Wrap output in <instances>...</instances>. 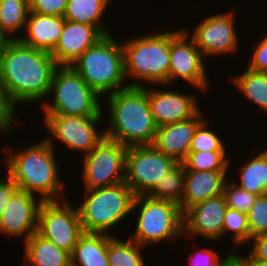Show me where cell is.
<instances>
[{
    "label": "cell",
    "instance_id": "obj_17",
    "mask_svg": "<svg viewBox=\"0 0 267 266\" xmlns=\"http://www.w3.org/2000/svg\"><path fill=\"white\" fill-rule=\"evenodd\" d=\"M227 208L223 195L190 207L183 214V235L198 234L205 240L220 239L223 236V223Z\"/></svg>",
    "mask_w": 267,
    "mask_h": 266
},
{
    "label": "cell",
    "instance_id": "obj_27",
    "mask_svg": "<svg viewBox=\"0 0 267 266\" xmlns=\"http://www.w3.org/2000/svg\"><path fill=\"white\" fill-rule=\"evenodd\" d=\"M237 76L231 80L236 84L239 92L267 112V72L247 68Z\"/></svg>",
    "mask_w": 267,
    "mask_h": 266
},
{
    "label": "cell",
    "instance_id": "obj_14",
    "mask_svg": "<svg viewBox=\"0 0 267 266\" xmlns=\"http://www.w3.org/2000/svg\"><path fill=\"white\" fill-rule=\"evenodd\" d=\"M233 11L205 17L194 28L193 40L197 48L206 55L231 53L238 49V39L234 24Z\"/></svg>",
    "mask_w": 267,
    "mask_h": 266
},
{
    "label": "cell",
    "instance_id": "obj_8",
    "mask_svg": "<svg viewBox=\"0 0 267 266\" xmlns=\"http://www.w3.org/2000/svg\"><path fill=\"white\" fill-rule=\"evenodd\" d=\"M137 207L139 217L134 235V242L143 248L149 243L174 240L184 234L183 212L178 204L167 200H155L147 195L135 196L132 210Z\"/></svg>",
    "mask_w": 267,
    "mask_h": 266
},
{
    "label": "cell",
    "instance_id": "obj_16",
    "mask_svg": "<svg viewBox=\"0 0 267 266\" xmlns=\"http://www.w3.org/2000/svg\"><path fill=\"white\" fill-rule=\"evenodd\" d=\"M147 100L157 127L173 124L193 117L200 108L195 96L157 89H147Z\"/></svg>",
    "mask_w": 267,
    "mask_h": 266
},
{
    "label": "cell",
    "instance_id": "obj_5",
    "mask_svg": "<svg viewBox=\"0 0 267 266\" xmlns=\"http://www.w3.org/2000/svg\"><path fill=\"white\" fill-rule=\"evenodd\" d=\"M122 46L126 79L139 80L129 87H142L140 81L169 84L170 31L131 38Z\"/></svg>",
    "mask_w": 267,
    "mask_h": 266
},
{
    "label": "cell",
    "instance_id": "obj_10",
    "mask_svg": "<svg viewBox=\"0 0 267 266\" xmlns=\"http://www.w3.org/2000/svg\"><path fill=\"white\" fill-rule=\"evenodd\" d=\"M63 198L41 203L36 233L71 255L84 232L77 207L74 209L68 200Z\"/></svg>",
    "mask_w": 267,
    "mask_h": 266
},
{
    "label": "cell",
    "instance_id": "obj_43",
    "mask_svg": "<svg viewBox=\"0 0 267 266\" xmlns=\"http://www.w3.org/2000/svg\"><path fill=\"white\" fill-rule=\"evenodd\" d=\"M249 266H267V261H246Z\"/></svg>",
    "mask_w": 267,
    "mask_h": 266
},
{
    "label": "cell",
    "instance_id": "obj_11",
    "mask_svg": "<svg viewBox=\"0 0 267 266\" xmlns=\"http://www.w3.org/2000/svg\"><path fill=\"white\" fill-rule=\"evenodd\" d=\"M126 151V146L104 136L83 157L85 189L110 187L124 182Z\"/></svg>",
    "mask_w": 267,
    "mask_h": 266
},
{
    "label": "cell",
    "instance_id": "obj_21",
    "mask_svg": "<svg viewBox=\"0 0 267 266\" xmlns=\"http://www.w3.org/2000/svg\"><path fill=\"white\" fill-rule=\"evenodd\" d=\"M65 19L59 16H50L29 12L25 27L27 37H19L24 45L51 53L61 36Z\"/></svg>",
    "mask_w": 267,
    "mask_h": 266
},
{
    "label": "cell",
    "instance_id": "obj_35",
    "mask_svg": "<svg viewBox=\"0 0 267 266\" xmlns=\"http://www.w3.org/2000/svg\"><path fill=\"white\" fill-rule=\"evenodd\" d=\"M68 0H29L30 11L39 14L64 17Z\"/></svg>",
    "mask_w": 267,
    "mask_h": 266
},
{
    "label": "cell",
    "instance_id": "obj_32",
    "mask_svg": "<svg viewBox=\"0 0 267 266\" xmlns=\"http://www.w3.org/2000/svg\"><path fill=\"white\" fill-rule=\"evenodd\" d=\"M207 120L196 128L189 151H226L220 137L213 130L207 129Z\"/></svg>",
    "mask_w": 267,
    "mask_h": 266
},
{
    "label": "cell",
    "instance_id": "obj_19",
    "mask_svg": "<svg viewBox=\"0 0 267 266\" xmlns=\"http://www.w3.org/2000/svg\"><path fill=\"white\" fill-rule=\"evenodd\" d=\"M202 114L199 110L189 119L157 127L153 145L177 163H182L189 153L196 128L204 120Z\"/></svg>",
    "mask_w": 267,
    "mask_h": 266
},
{
    "label": "cell",
    "instance_id": "obj_42",
    "mask_svg": "<svg viewBox=\"0 0 267 266\" xmlns=\"http://www.w3.org/2000/svg\"><path fill=\"white\" fill-rule=\"evenodd\" d=\"M11 129L1 118H0V132H4V133H10L11 132Z\"/></svg>",
    "mask_w": 267,
    "mask_h": 266
},
{
    "label": "cell",
    "instance_id": "obj_31",
    "mask_svg": "<svg viewBox=\"0 0 267 266\" xmlns=\"http://www.w3.org/2000/svg\"><path fill=\"white\" fill-rule=\"evenodd\" d=\"M228 231L234 232L232 240L234 245H241L250 242V231L247 219V213L227 208L224 223L223 235Z\"/></svg>",
    "mask_w": 267,
    "mask_h": 266
},
{
    "label": "cell",
    "instance_id": "obj_4",
    "mask_svg": "<svg viewBox=\"0 0 267 266\" xmlns=\"http://www.w3.org/2000/svg\"><path fill=\"white\" fill-rule=\"evenodd\" d=\"M119 43L111 34L105 35L70 66L100 96L129 87L122 85L126 76L123 46Z\"/></svg>",
    "mask_w": 267,
    "mask_h": 266
},
{
    "label": "cell",
    "instance_id": "obj_13",
    "mask_svg": "<svg viewBox=\"0 0 267 266\" xmlns=\"http://www.w3.org/2000/svg\"><path fill=\"white\" fill-rule=\"evenodd\" d=\"M45 125L52 138L65 144L71 151L80 150L88 154L104 137L97 133L96 123L102 116L45 115Z\"/></svg>",
    "mask_w": 267,
    "mask_h": 266
},
{
    "label": "cell",
    "instance_id": "obj_18",
    "mask_svg": "<svg viewBox=\"0 0 267 266\" xmlns=\"http://www.w3.org/2000/svg\"><path fill=\"white\" fill-rule=\"evenodd\" d=\"M102 37L104 35L95 26L65 20L59 41L50 54L58 66H71Z\"/></svg>",
    "mask_w": 267,
    "mask_h": 266
},
{
    "label": "cell",
    "instance_id": "obj_40",
    "mask_svg": "<svg viewBox=\"0 0 267 266\" xmlns=\"http://www.w3.org/2000/svg\"><path fill=\"white\" fill-rule=\"evenodd\" d=\"M17 190L18 186L8 174L5 178H0V218L4 208Z\"/></svg>",
    "mask_w": 267,
    "mask_h": 266
},
{
    "label": "cell",
    "instance_id": "obj_24",
    "mask_svg": "<svg viewBox=\"0 0 267 266\" xmlns=\"http://www.w3.org/2000/svg\"><path fill=\"white\" fill-rule=\"evenodd\" d=\"M109 0H68L64 19L95 26L104 36L109 35L101 22Z\"/></svg>",
    "mask_w": 267,
    "mask_h": 266
},
{
    "label": "cell",
    "instance_id": "obj_29",
    "mask_svg": "<svg viewBox=\"0 0 267 266\" xmlns=\"http://www.w3.org/2000/svg\"><path fill=\"white\" fill-rule=\"evenodd\" d=\"M141 247L132 239L120 240L108 235V265L109 266H145L141 256Z\"/></svg>",
    "mask_w": 267,
    "mask_h": 266
},
{
    "label": "cell",
    "instance_id": "obj_26",
    "mask_svg": "<svg viewBox=\"0 0 267 266\" xmlns=\"http://www.w3.org/2000/svg\"><path fill=\"white\" fill-rule=\"evenodd\" d=\"M29 12V0H0L1 33L8 40H18L17 37L13 35L10 37L9 35L13 33L15 35V32L25 27Z\"/></svg>",
    "mask_w": 267,
    "mask_h": 266
},
{
    "label": "cell",
    "instance_id": "obj_3",
    "mask_svg": "<svg viewBox=\"0 0 267 266\" xmlns=\"http://www.w3.org/2000/svg\"><path fill=\"white\" fill-rule=\"evenodd\" d=\"M52 141L49 136L25 150L17 151L16 154L11 153V147L4 150L11 154H7L9 158L6 162V174L12 178L19 190L33 195L39 193L42 201H59L64 189Z\"/></svg>",
    "mask_w": 267,
    "mask_h": 266
},
{
    "label": "cell",
    "instance_id": "obj_15",
    "mask_svg": "<svg viewBox=\"0 0 267 266\" xmlns=\"http://www.w3.org/2000/svg\"><path fill=\"white\" fill-rule=\"evenodd\" d=\"M35 200V195L23 190H17L4 208L0 218V233L9 236L24 235L26 241L37 232L38 211L40 198Z\"/></svg>",
    "mask_w": 267,
    "mask_h": 266
},
{
    "label": "cell",
    "instance_id": "obj_23",
    "mask_svg": "<svg viewBox=\"0 0 267 266\" xmlns=\"http://www.w3.org/2000/svg\"><path fill=\"white\" fill-rule=\"evenodd\" d=\"M25 258L30 266H69L70 254L44 239L39 234H32L25 241Z\"/></svg>",
    "mask_w": 267,
    "mask_h": 266
},
{
    "label": "cell",
    "instance_id": "obj_37",
    "mask_svg": "<svg viewBox=\"0 0 267 266\" xmlns=\"http://www.w3.org/2000/svg\"><path fill=\"white\" fill-rule=\"evenodd\" d=\"M254 50L247 68L258 72H267V35L259 41Z\"/></svg>",
    "mask_w": 267,
    "mask_h": 266
},
{
    "label": "cell",
    "instance_id": "obj_33",
    "mask_svg": "<svg viewBox=\"0 0 267 266\" xmlns=\"http://www.w3.org/2000/svg\"><path fill=\"white\" fill-rule=\"evenodd\" d=\"M228 208L247 213L257 198L256 194L238 187L233 181L226 182L223 194Z\"/></svg>",
    "mask_w": 267,
    "mask_h": 266
},
{
    "label": "cell",
    "instance_id": "obj_20",
    "mask_svg": "<svg viewBox=\"0 0 267 266\" xmlns=\"http://www.w3.org/2000/svg\"><path fill=\"white\" fill-rule=\"evenodd\" d=\"M227 171L185 170L182 203L183 214L192 206L223 194Z\"/></svg>",
    "mask_w": 267,
    "mask_h": 266
},
{
    "label": "cell",
    "instance_id": "obj_1",
    "mask_svg": "<svg viewBox=\"0 0 267 266\" xmlns=\"http://www.w3.org/2000/svg\"><path fill=\"white\" fill-rule=\"evenodd\" d=\"M58 67L50 53L8 40L0 54V74L13 108L48 96Z\"/></svg>",
    "mask_w": 267,
    "mask_h": 266
},
{
    "label": "cell",
    "instance_id": "obj_30",
    "mask_svg": "<svg viewBox=\"0 0 267 266\" xmlns=\"http://www.w3.org/2000/svg\"><path fill=\"white\" fill-rule=\"evenodd\" d=\"M229 162L226 151H189L182 164L185 170L228 171Z\"/></svg>",
    "mask_w": 267,
    "mask_h": 266
},
{
    "label": "cell",
    "instance_id": "obj_36",
    "mask_svg": "<svg viewBox=\"0 0 267 266\" xmlns=\"http://www.w3.org/2000/svg\"><path fill=\"white\" fill-rule=\"evenodd\" d=\"M197 254L190 255L189 266H222L226 260L232 255H228L225 259L220 261V256L211 249H202L196 252Z\"/></svg>",
    "mask_w": 267,
    "mask_h": 266
},
{
    "label": "cell",
    "instance_id": "obj_38",
    "mask_svg": "<svg viewBox=\"0 0 267 266\" xmlns=\"http://www.w3.org/2000/svg\"><path fill=\"white\" fill-rule=\"evenodd\" d=\"M250 242L253 246L250 254L243 256L245 261H267V234L254 237Z\"/></svg>",
    "mask_w": 267,
    "mask_h": 266
},
{
    "label": "cell",
    "instance_id": "obj_44",
    "mask_svg": "<svg viewBox=\"0 0 267 266\" xmlns=\"http://www.w3.org/2000/svg\"><path fill=\"white\" fill-rule=\"evenodd\" d=\"M7 41H8V39L0 31V54L3 51V48H4Z\"/></svg>",
    "mask_w": 267,
    "mask_h": 266
},
{
    "label": "cell",
    "instance_id": "obj_7",
    "mask_svg": "<svg viewBox=\"0 0 267 266\" xmlns=\"http://www.w3.org/2000/svg\"><path fill=\"white\" fill-rule=\"evenodd\" d=\"M51 93L53 101L43 104L45 115L102 116L100 95L70 66L55 70L48 95Z\"/></svg>",
    "mask_w": 267,
    "mask_h": 266
},
{
    "label": "cell",
    "instance_id": "obj_34",
    "mask_svg": "<svg viewBox=\"0 0 267 266\" xmlns=\"http://www.w3.org/2000/svg\"><path fill=\"white\" fill-rule=\"evenodd\" d=\"M247 219L252 238L267 234V197L257 196L254 205L247 212Z\"/></svg>",
    "mask_w": 267,
    "mask_h": 266
},
{
    "label": "cell",
    "instance_id": "obj_9",
    "mask_svg": "<svg viewBox=\"0 0 267 266\" xmlns=\"http://www.w3.org/2000/svg\"><path fill=\"white\" fill-rule=\"evenodd\" d=\"M177 164L154 145L128 147L124 182L135 196L147 195Z\"/></svg>",
    "mask_w": 267,
    "mask_h": 266
},
{
    "label": "cell",
    "instance_id": "obj_2",
    "mask_svg": "<svg viewBox=\"0 0 267 266\" xmlns=\"http://www.w3.org/2000/svg\"><path fill=\"white\" fill-rule=\"evenodd\" d=\"M147 88L127 87L108 94L110 128L104 136L123 146L153 145L157 125L147 100Z\"/></svg>",
    "mask_w": 267,
    "mask_h": 266
},
{
    "label": "cell",
    "instance_id": "obj_12",
    "mask_svg": "<svg viewBox=\"0 0 267 266\" xmlns=\"http://www.w3.org/2000/svg\"><path fill=\"white\" fill-rule=\"evenodd\" d=\"M188 36L185 28L170 31L169 83L180 77L202 91L207 90L206 65L202 53L192 37L191 40L187 39Z\"/></svg>",
    "mask_w": 267,
    "mask_h": 266
},
{
    "label": "cell",
    "instance_id": "obj_28",
    "mask_svg": "<svg viewBox=\"0 0 267 266\" xmlns=\"http://www.w3.org/2000/svg\"><path fill=\"white\" fill-rule=\"evenodd\" d=\"M185 185V167L178 163L163 179L151 189L147 196L155 200H167L178 205L182 203Z\"/></svg>",
    "mask_w": 267,
    "mask_h": 266
},
{
    "label": "cell",
    "instance_id": "obj_22",
    "mask_svg": "<svg viewBox=\"0 0 267 266\" xmlns=\"http://www.w3.org/2000/svg\"><path fill=\"white\" fill-rule=\"evenodd\" d=\"M108 235L83 233L70 255L74 266H109Z\"/></svg>",
    "mask_w": 267,
    "mask_h": 266
},
{
    "label": "cell",
    "instance_id": "obj_6",
    "mask_svg": "<svg viewBox=\"0 0 267 266\" xmlns=\"http://www.w3.org/2000/svg\"><path fill=\"white\" fill-rule=\"evenodd\" d=\"M77 207L83 232L108 234L110 228L132 213L135 195L125 182L114 186L86 189Z\"/></svg>",
    "mask_w": 267,
    "mask_h": 266
},
{
    "label": "cell",
    "instance_id": "obj_39",
    "mask_svg": "<svg viewBox=\"0 0 267 266\" xmlns=\"http://www.w3.org/2000/svg\"><path fill=\"white\" fill-rule=\"evenodd\" d=\"M15 108L11 105L5 93L0 74V118L11 128L14 125Z\"/></svg>",
    "mask_w": 267,
    "mask_h": 266
},
{
    "label": "cell",
    "instance_id": "obj_25",
    "mask_svg": "<svg viewBox=\"0 0 267 266\" xmlns=\"http://www.w3.org/2000/svg\"><path fill=\"white\" fill-rule=\"evenodd\" d=\"M240 183L233 181L238 187L247 192L261 196L267 189V150L245 163L241 168Z\"/></svg>",
    "mask_w": 267,
    "mask_h": 266
},
{
    "label": "cell",
    "instance_id": "obj_41",
    "mask_svg": "<svg viewBox=\"0 0 267 266\" xmlns=\"http://www.w3.org/2000/svg\"><path fill=\"white\" fill-rule=\"evenodd\" d=\"M222 266H249L242 255L233 253Z\"/></svg>",
    "mask_w": 267,
    "mask_h": 266
}]
</instances>
